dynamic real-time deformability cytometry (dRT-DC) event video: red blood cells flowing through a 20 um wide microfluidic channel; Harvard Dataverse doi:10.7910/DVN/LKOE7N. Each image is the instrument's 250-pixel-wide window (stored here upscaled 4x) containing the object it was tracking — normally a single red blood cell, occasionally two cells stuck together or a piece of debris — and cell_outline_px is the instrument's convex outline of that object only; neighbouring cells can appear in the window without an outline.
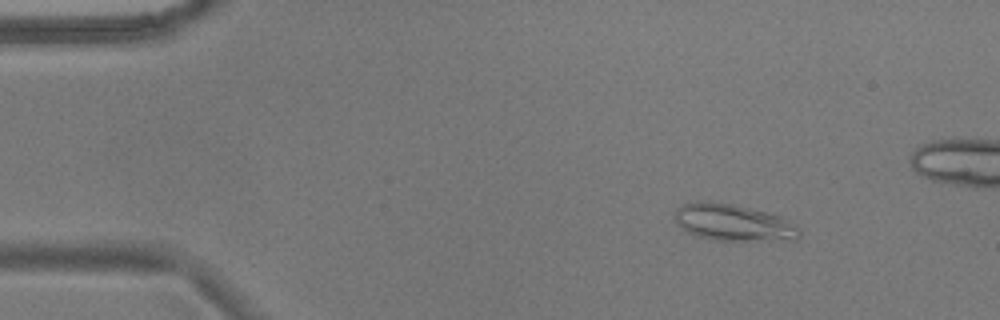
{"species": "common noctule bat (a hibernating species)", "species_latin": "Nyctalus noctula", "temperature_condition": "warm", "stored_images_in_passage": 13, "camera_frame_rate_fps": 3000, "um_per_image_px": 0.085, "animal": {"sex": "male", "body_mass_g": 17.9}, "frame": {"image": 1, "passage_image": 4, "time_ms": 1.0, "image_size_px": [1000, 320], "cell_outline_px": [[800, 236], [796, 240], [716, 240], [700, 236], [688, 232], [676, 224], [676, 208], [684, 204], [700, 200], [732, 204], [780, 216], [796, 224], [800, 228]], "centroid_in_image_um": [62.36, 18.92], "position_along_channel_um": 22.6, "area_um2": 26.41}}